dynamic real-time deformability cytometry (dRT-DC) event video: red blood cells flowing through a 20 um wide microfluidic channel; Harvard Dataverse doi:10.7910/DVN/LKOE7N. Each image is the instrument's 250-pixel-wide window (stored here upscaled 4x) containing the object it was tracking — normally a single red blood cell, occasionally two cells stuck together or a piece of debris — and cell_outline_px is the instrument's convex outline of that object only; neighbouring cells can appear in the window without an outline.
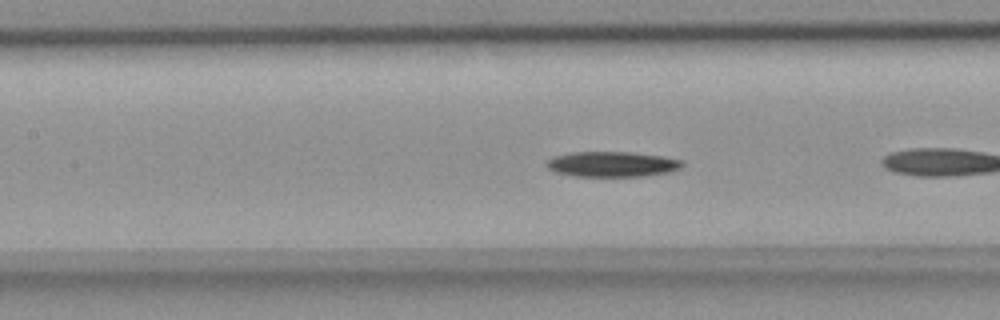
{"species": "common noctule bat (a hibernating species)", "species_latin": "Nyctalus noctula", "temperature_condition": "room temperature", "stored_images_in_passage": 11, "camera_frame_rate_fps": 3000, "um_per_image_px": 0.085, "animal": {"sex": "female", "body_mass_g": 18.4}, "frame": {"image": 1, "passage_image": 8, "time_ms": 2.333, "image_size_px": [1000, 320], "cell_outline_px": [[684, 164], [680, 168], [668, 172], [648, 176], [576, 176], [556, 172], [548, 168], [544, 164], [548, 160], [556, 156], [572, 152], [632, 152], [664, 156], [684, 160]], "centroid_in_image_um": [52.08, 13.95], "position_along_channel_um": 155.3, "area_um2": 20.06}}